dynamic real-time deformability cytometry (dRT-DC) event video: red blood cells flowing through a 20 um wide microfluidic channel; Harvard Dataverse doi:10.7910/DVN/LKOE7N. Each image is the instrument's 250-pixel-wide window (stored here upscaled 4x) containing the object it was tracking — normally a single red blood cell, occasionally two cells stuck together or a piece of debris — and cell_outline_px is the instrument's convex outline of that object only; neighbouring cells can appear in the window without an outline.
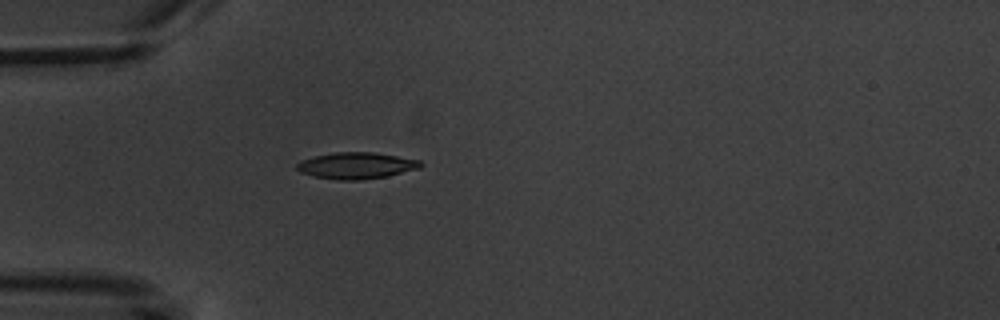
{"species": "common noctule bat (a hibernating species)", "species_latin": "Nyctalus noctula", "temperature_condition": "warm", "stored_images_in_passage": 3, "camera_frame_rate_fps": 3000, "um_per_image_px": 0.085, "animal": {"sex": "male", "body_mass_g": 20.1, "forearm_length_mm": 53.5}, "frame": {"image": 1, "passage_image": 3, "time_ms": 3.0, "image_size_px": [1000, 320], "cell_outline_px": [[424, 164], [420, 168], [388, 176], [360, 180], [336, 180], [316, 176], [300, 172], [296, 168], [296, 164], [300, 160], [316, 156], [336, 152], [376, 152], [420, 160]], "centroid_in_image_um": [30.32, 14.07], "position_along_channel_um": 54.7, "area_um2": 19.13}}